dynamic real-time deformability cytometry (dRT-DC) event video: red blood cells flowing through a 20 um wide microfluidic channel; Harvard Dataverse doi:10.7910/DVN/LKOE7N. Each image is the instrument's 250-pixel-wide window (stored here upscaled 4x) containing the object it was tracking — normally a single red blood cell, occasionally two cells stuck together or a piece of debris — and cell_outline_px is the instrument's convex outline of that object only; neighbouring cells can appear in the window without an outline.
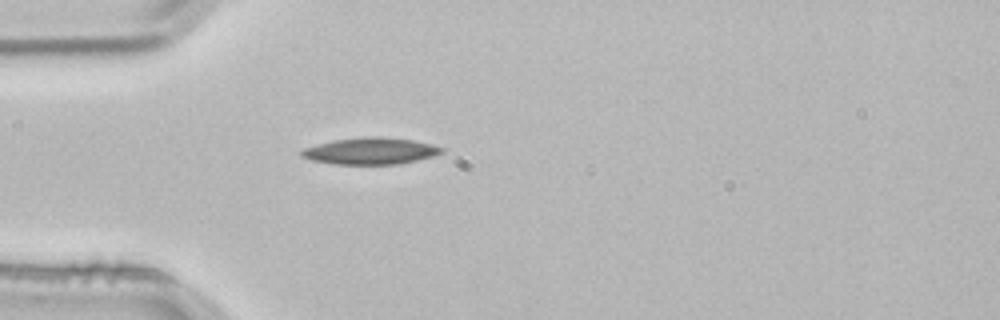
{"species": "common noctule bat (a hibernating species)", "species_latin": "Nyctalus noctula", "temperature_condition": "room temperature", "stored_images_in_passage": 1, "camera_frame_rate_fps": 3000, "um_per_image_px": 0.085, "animal": {"sex": "male", "body_mass_g": 21.5, "forearm_length_mm": 52.0}, "frame": {"image": 1, "passage_image": 1, "time_ms": 0.0, "image_size_px": [1000, 320], "cell_outline_px": [[444, 152], [432, 156], [400, 164], [332, 164], [312, 160], [300, 156], [300, 152], [304, 148], [316, 144], [332, 140], [364, 136], [380, 136], [412, 140], [432, 144], [444, 148]], "centroid_in_image_um": [31.47, 12.83], "position_along_channel_um": 53.5, "area_um2": 21.91}}